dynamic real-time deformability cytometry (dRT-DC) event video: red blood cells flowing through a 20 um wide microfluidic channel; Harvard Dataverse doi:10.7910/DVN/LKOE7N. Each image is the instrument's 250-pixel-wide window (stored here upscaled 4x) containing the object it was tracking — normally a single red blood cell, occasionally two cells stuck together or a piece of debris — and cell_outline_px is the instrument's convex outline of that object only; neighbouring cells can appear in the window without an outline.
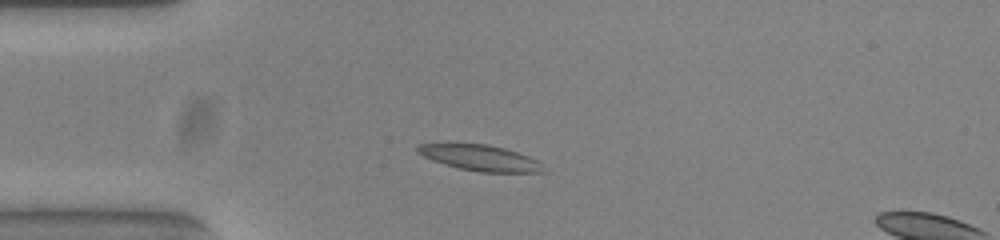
{"species": "common noctule bat (a hibernating species)", "species_latin": "Nyctalus noctula", "temperature_condition": "warm", "stored_images_in_passage": 43, "segment_of_instrument_passage": [1, 2], "camera_frame_rate_fps": 3000, "um_per_image_px": 0.085, "animal": {"sex": "female", "body_mass_g": 23.0, "forearm_length_mm": 53.4}, "frame": {"image": 1, "passage_image": 1, "time_ms": 0.0, "image_size_px": [1000, 240], "cell_outline_px": [[540, 172], [480, 172], [460, 168], [444, 164], [432, 160], [416, 152], [416, 148], [420, 144], [484, 144], [504, 148], [528, 156], [536, 160]], "centroid_in_image_um": [40.72, 13.41], "position_along_channel_um": 44.3, "area_um2": 18.21}}
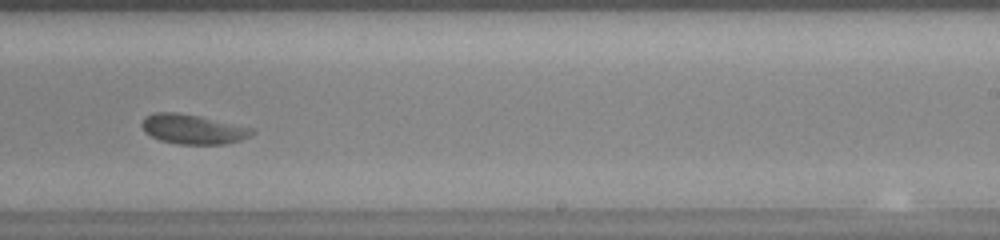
{"frame": {"image": 2, "passage_image": 21, "time_ms": 6.667, "image_size_px": [1000, 240], "cell_outline_px": [[256, 132], [240, 140], [228, 144], [176, 144], [160, 140], [144, 132], [140, 124], [144, 116], [152, 112], [176, 112], [200, 116], [252, 128]], "centroid_in_image_um": [16.34, 10.97], "position_along_channel_um": 272.7, "area_um2": 19.13}}
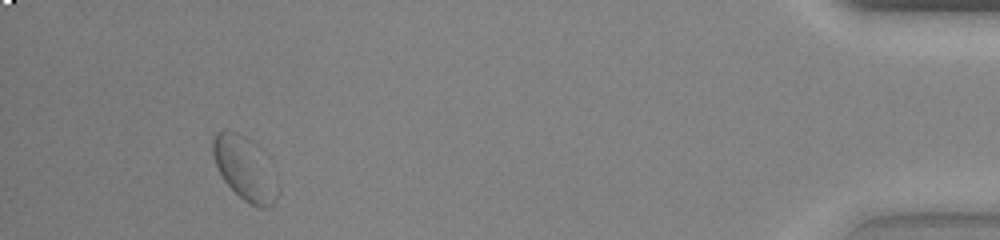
{"frame": {"image": 3, "passage_image": 38, "time_ms": 12.333, "image_size_px": [1000, 240], "cell_outline_px": [[276, 200], [268, 208], [260, 208], [244, 200], [224, 180], [216, 164], [212, 152], [212, 144], [216, 136], [220, 132], [236, 132], [244, 136], [248, 140], [276, 192]], "centroid_in_image_um": [20.64, 14.39], "position_along_channel_um": 414.6, "area_um2": 20.87}}